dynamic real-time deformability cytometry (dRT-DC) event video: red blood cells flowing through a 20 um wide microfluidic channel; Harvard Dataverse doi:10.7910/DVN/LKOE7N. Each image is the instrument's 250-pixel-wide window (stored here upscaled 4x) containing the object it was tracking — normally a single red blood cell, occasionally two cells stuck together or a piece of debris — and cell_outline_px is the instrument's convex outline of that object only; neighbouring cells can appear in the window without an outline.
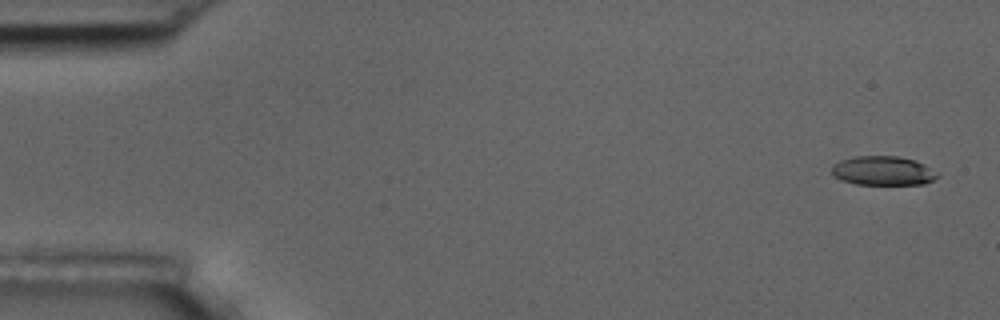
{"species": "common noctule bat (a hibernating species)", "species_latin": "Nyctalus noctula", "temperature_condition": "room temperature", "stored_images_in_passage": 6, "segment_of_instrument_passage": [1, 2], "camera_frame_rate_fps": 3000, "um_per_image_px": 0.085, "animal": {"sex": "male", "body_mass_g": 17.5, "forearm_length_mm": 52.3}, "frame": {"image": 1, "passage_image": 1, "time_ms": 0.0, "image_size_px": [1000, 320], "cell_outline_px": [[940, 176], [924, 184], [856, 184], [840, 180], [832, 176], [832, 164], [840, 160], [856, 156], [900, 156], [916, 160], [924, 164]], "centroid_in_image_um": [75.01, 14.51], "position_along_channel_um": 10.0, "area_um2": 18.03}}